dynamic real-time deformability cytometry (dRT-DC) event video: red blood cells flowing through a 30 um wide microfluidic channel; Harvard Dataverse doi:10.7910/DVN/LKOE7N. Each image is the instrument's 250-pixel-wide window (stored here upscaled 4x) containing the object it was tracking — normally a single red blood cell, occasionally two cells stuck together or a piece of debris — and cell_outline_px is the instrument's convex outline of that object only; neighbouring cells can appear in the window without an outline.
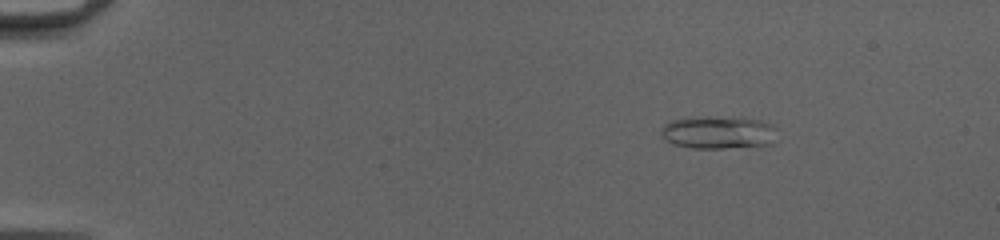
{"species": "common noctule bat (a hibernating species)", "species_latin": "Nyctalus noctula", "temperature_condition": "cold", "stored_images_in_passage": 52, "camera_frame_rate_fps": 3000, "um_per_image_px": 0.085, "animal": {"sex": "female", "body_mass_g": 20.0, "forearm_length_mm": 54.0}, "frame": {"image": 1, "passage_image": 9, "time_ms": 2.667, "image_size_px": [1000, 240], "cell_outline_px": [[776, 128], [772, 144], [724, 148], [692, 148], [676, 144], [664, 140], [660, 136], [660, 128], [664, 124], [672, 120], [740, 116], [760, 120], [772, 124]], "centroid_in_image_um": [61.06, 11.26], "position_along_channel_um": 23.9, "area_um2": 22.02}}
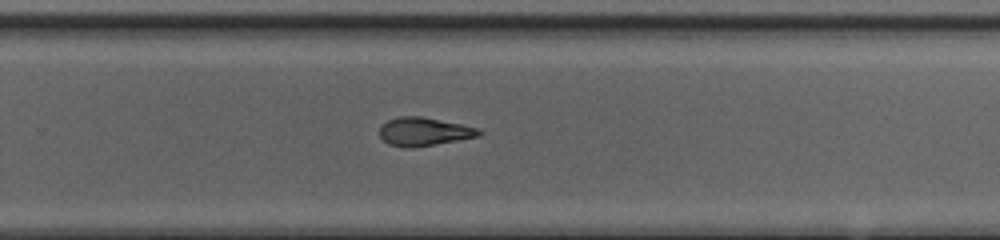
{"frame": {"image": 2, "passage_image": 36, "time_ms": 11.667, "image_size_px": [1000, 240], "cell_outline_px": [[484, 132], [480, 136], [412, 148], [408, 148], [388, 144], [380, 136], [380, 124], [388, 120], [400, 116], [420, 116], [460, 124], [476, 128]], "centroid_in_image_um": [36.01, 11.19], "position_along_channel_um": 293.8, "area_um2": 16.3}}
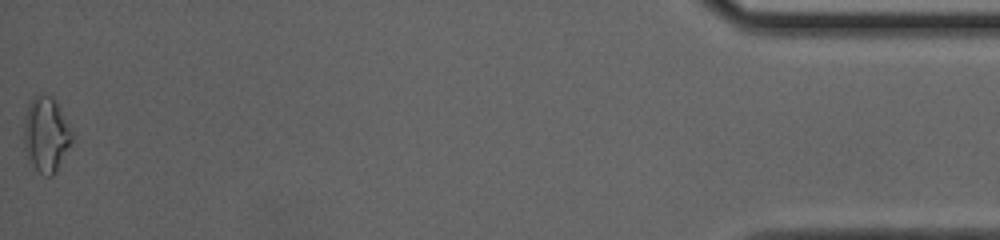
{"frame": {"image": 3, "passage_image": 52, "time_ms": 17.0, "image_size_px": [1000, 240], "cell_outline_px": [[72, 140], [56, 172], [52, 176], [44, 176], [32, 164], [24, 148], [24, 116], [28, 104], [36, 96], [44, 92], [52, 96], [72, 132]], "centroid_in_image_um": [3.89, 11.42], "position_along_channel_um": 431.3, "area_um2": 20.69}, "authors_computed_cell_mechanics": {"area_um2": 17.1377, "velocity_mm_per_s": 4.1676, "shape_relaxation_time_tau1_ms": null, "shape_relaxation_time_tau2_ms": 2.6039, "deformation_change_tau1": null, "deformation_change_tau2": 0.0866}}